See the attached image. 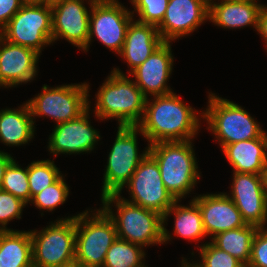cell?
Here are the masks:
<instances>
[{"label":"cell","instance_id":"6da1fadb","mask_svg":"<svg viewBox=\"0 0 267 267\" xmlns=\"http://www.w3.org/2000/svg\"><path fill=\"white\" fill-rule=\"evenodd\" d=\"M151 101V102H150ZM146 98L143 118L137 125L149 145L158 142L193 140L200 128L196 110L176 93Z\"/></svg>","mask_w":267,"mask_h":267},{"label":"cell","instance_id":"7a4b0ae2","mask_svg":"<svg viewBox=\"0 0 267 267\" xmlns=\"http://www.w3.org/2000/svg\"><path fill=\"white\" fill-rule=\"evenodd\" d=\"M121 197V194H109L101 198V208L113 220L118 238L141 247L164 244L172 239L163 225V215ZM113 204L117 208L115 214L111 208Z\"/></svg>","mask_w":267,"mask_h":267},{"label":"cell","instance_id":"3957f363","mask_svg":"<svg viewBox=\"0 0 267 267\" xmlns=\"http://www.w3.org/2000/svg\"><path fill=\"white\" fill-rule=\"evenodd\" d=\"M98 119H117L119 126H137L143 118L146 97L119 68H113L95 95Z\"/></svg>","mask_w":267,"mask_h":267},{"label":"cell","instance_id":"277c9868","mask_svg":"<svg viewBox=\"0 0 267 267\" xmlns=\"http://www.w3.org/2000/svg\"><path fill=\"white\" fill-rule=\"evenodd\" d=\"M192 140L158 142L149 145L166 189L176 200L189 194L200 179Z\"/></svg>","mask_w":267,"mask_h":267},{"label":"cell","instance_id":"5b68a950","mask_svg":"<svg viewBox=\"0 0 267 267\" xmlns=\"http://www.w3.org/2000/svg\"><path fill=\"white\" fill-rule=\"evenodd\" d=\"M206 110L200 111L208 129L220 142L221 148L232 143L262 137L265 131L258 122L240 105L209 93Z\"/></svg>","mask_w":267,"mask_h":267},{"label":"cell","instance_id":"8992f818","mask_svg":"<svg viewBox=\"0 0 267 267\" xmlns=\"http://www.w3.org/2000/svg\"><path fill=\"white\" fill-rule=\"evenodd\" d=\"M76 215V267H103L106 253L118 238L113 220L100 207ZM91 215V217L89 216Z\"/></svg>","mask_w":267,"mask_h":267},{"label":"cell","instance_id":"52a82bcc","mask_svg":"<svg viewBox=\"0 0 267 267\" xmlns=\"http://www.w3.org/2000/svg\"><path fill=\"white\" fill-rule=\"evenodd\" d=\"M30 230L34 267H74L76 215ZM38 231V232H37Z\"/></svg>","mask_w":267,"mask_h":267},{"label":"cell","instance_id":"ba28073f","mask_svg":"<svg viewBox=\"0 0 267 267\" xmlns=\"http://www.w3.org/2000/svg\"><path fill=\"white\" fill-rule=\"evenodd\" d=\"M137 126H118L116 138L108 154L101 198L109 194H121L139 163L149 153L148 147L139 154Z\"/></svg>","mask_w":267,"mask_h":267},{"label":"cell","instance_id":"9c48e42d","mask_svg":"<svg viewBox=\"0 0 267 267\" xmlns=\"http://www.w3.org/2000/svg\"><path fill=\"white\" fill-rule=\"evenodd\" d=\"M89 87L87 82L59 85L55 88L44 85L42 93L26 101L32 118L47 116L54 119L56 124L78 118L89 108Z\"/></svg>","mask_w":267,"mask_h":267},{"label":"cell","instance_id":"30bf717a","mask_svg":"<svg viewBox=\"0 0 267 267\" xmlns=\"http://www.w3.org/2000/svg\"><path fill=\"white\" fill-rule=\"evenodd\" d=\"M0 36L40 55L42 48L52 43L51 5L23 4L0 31Z\"/></svg>","mask_w":267,"mask_h":267},{"label":"cell","instance_id":"8fae6325","mask_svg":"<svg viewBox=\"0 0 267 267\" xmlns=\"http://www.w3.org/2000/svg\"><path fill=\"white\" fill-rule=\"evenodd\" d=\"M133 16L134 11H129L118 0L94 2L90 12L88 42L83 51H88L92 38L96 37L105 47L119 54Z\"/></svg>","mask_w":267,"mask_h":267},{"label":"cell","instance_id":"7c38bea8","mask_svg":"<svg viewBox=\"0 0 267 267\" xmlns=\"http://www.w3.org/2000/svg\"><path fill=\"white\" fill-rule=\"evenodd\" d=\"M125 187L132 199L122 197L124 200L157 211L163 216L177 201L164 186L159 166L149 153L139 163Z\"/></svg>","mask_w":267,"mask_h":267},{"label":"cell","instance_id":"4fadbf2b","mask_svg":"<svg viewBox=\"0 0 267 267\" xmlns=\"http://www.w3.org/2000/svg\"><path fill=\"white\" fill-rule=\"evenodd\" d=\"M86 2V0H85ZM95 1L88 0V11L84 0H54L52 9V43L64 38L84 50L89 37L90 10Z\"/></svg>","mask_w":267,"mask_h":267},{"label":"cell","instance_id":"5bb4252c","mask_svg":"<svg viewBox=\"0 0 267 267\" xmlns=\"http://www.w3.org/2000/svg\"><path fill=\"white\" fill-rule=\"evenodd\" d=\"M231 193L226 195L240 211L246 224L265 227L267 223V193L262 175L233 172Z\"/></svg>","mask_w":267,"mask_h":267},{"label":"cell","instance_id":"9a60e30c","mask_svg":"<svg viewBox=\"0 0 267 267\" xmlns=\"http://www.w3.org/2000/svg\"><path fill=\"white\" fill-rule=\"evenodd\" d=\"M209 20L206 0H169L165 16L157 26L164 42L174 41L194 32Z\"/></svg>","mask_w":267,"mask_h":267},{"label":"cell","instance_id":"2e32d148","mask_svg":"<svg viewBox=\"0 0 267 267\" xmlns=\"http://www.w3.org/2000/svg\"><path fill=\"white\" fill-rule=\"evenodd\" d=\"M89 108L74 120L56 124L49 135L48 150L54 156L57 154L90 153L101 139L99 131L91 126Z\"/></svg>","mask_w":267,"mask_h":267},{"label":"cell","instance_id":"e0dca14e","mask_svg":"<svg viewBox=\"0 0 267 267\" xmlns=\"http://www.w3.org/2000/svg\"><path fill=\"white\" fill-rule=\"evenodd\" d=\"M171 48L170 42H163L144 63L128 74L135 78V84L146 98L149 94L154 97L173 92L167 85L173 71Z\"/></svg>","mask_w":267,"mask_h":267},{"label":"cell","instance_id":"ac0fdd59","mask_svg":"<svg viewBox=\"0 0 267 267\" xmlns=\"http://www.w3.org/2000/svg\"><path fill=\"white\" fill-rule=\"evenodd\" d=\"M39 54L12 44L0 36V87H16L31 82L37 74Z\"/></svg>","mask_w":267,"mask_h":267},{"label":"cell","instance_id":"d6986e66","mask_svg":"<svg viewBox=\"0 0 267 267\" xmlns=\"http://www.w3.org/2000/svg\"><path fill=\"white\" fill-rule=\"evenodd\" d=\"M192 200L200 208L205 233L211 239L218 233L247 225L226 193H207L195 196Z\"/></svg>","mask_w":267,"mask_h":267},{"label":"cell","instance_id":"ffe728a7","mask_svg":"<svg viewBox=\"0 0 267 267\" xmlns=\"http://www.w3.org/2000/svg\"><path fill=\"white\" fill-rule=\"evenodd\" d=\"M157 26L131 20L127 27L125 42L118 54L130 67L129 74L144 63L163 43Z\"/></svg>","mask_w":267,"mask_h":267},{"label":"cell","instance_id":"44dd1931","mask_svg":"<svg viewBox=\"0 0 267 267\" xmlns=\"http://www.w3.org/2000/svg\"><path fill=\"white\" fill-rule=\"evenodd\" d=\"M209 4V22L224 29L253 26L257 30L259 12L263 4L246 0H220Z\"/></svg>","mask_w":267,"mask_h":267},{"label":"cell","instance_id":"7402d4cb","mask_svg":"<svg viewBox=\"0 0 267 267\" xmlns=\"http://www.w3.org/2000/svg\"><path fill=\"white\" fill-rule=\"evenodd\" d=\"M222 151L233 167V172L262 175L267 162V134L225 145Z\"/></svg>","mask_w":267,"mask_h":267},{"label":"cell","instance_id":"603a6c76","mask_svg":"<svg viewBox=\"0 0 267 267\" xmlns=\"http://www.w3.org/2000/svg\"><path fill=\"white\" fill-rule=\"evenodd\" d=\"M18 108L0 111V141L9 147L25 145L34 137L35 122L28 103Z\"/></svg>","mask_w":267,"mask_h":267},{"label":"cell","instance_id":"cb8c5ba5","mask_svg":"<svg viewBox=\"0 0 267 267\" xmlns=\"http://www.w3.org/2000/svg\"><path fill=\"white\" fill-rule=\"evenodd\" d=\"M0 267H34L30 231H0Z\"/></svg>","mask_w":267,"mask_h":267},{"label":"cell","instance_id":"d4e9b609","mask_svg":"<svg viewBox=\"0 0 267 267\" xmlns=\"http://www.w3.org/2000/svg\"><path fill=\"white\" fill-rule=\"evenodd\" d=\"M190 201L189 206H185L178 204L179 200H177L164 214L163 225L167 223L168 216L174 214V234L177 237L197 242L207 234L203 227L199 206L193 200Z\"/></svg>","mask_w":267,"mask_h":267},{"label":"cell","instance_id":"484cf974","mask_svg":"<svg viewBox=\"0 0 267 267\" xmlns=\"http://www.w3.org/2000/svg\"><path fill=\"white\" fill-rule=\"evenodd\" d=\"M257 230V226L247 224L218 233L210 241L247 266L251 258L252 241Z\"/></svg>","mask_w":267,"mask_h":267},{"label":"cell","instance_id":"4316f807","mask_svg":"<svg viewBox=\"0 0 267 267\" xmlns=\"http://www.w3.org/2000/svg\"><path fill=\"white\" fill-rule=\"evenodd\" d=\"M143 247L117 238L108 249L103 267H145Z\"/></svg>","mask_w":267,"mask_h":267},{"label":"cell","instance_id":"83f0119b","mask_svg":"<svg viewBox=\"0 0 267 267\" xmlns=\"http://www.w3.org/2000/svg\"><path fill=\"white\" fill-rule=\"evenodd\" d=\"M201 261L187 262V259H182L181 264L184 267H246L237 258L231 256L226 251L216 247L212 242L204 243L198 246Z\"/></svg>","mask_w":267,"mask_h":267},{"label":"cell","instance_id":"f1b7e54d","mask_svg":"<svg viewBox=\"0 0 267 267\" xmlns=\"http://www.w3.org/2000/svg\"><path fill=\"white\" fill-rule=\"evenodd\" d=\"M62 173L52 160L33 161L28 165L31 198L55 182Z\"/></svg>","mask_w":267,"mask_h":267},{"label":"cell","instance_id":"f546056e","mask_svg":"<svg viewBox=\"0 0 267 267\" xmlns=\"http://www.w3.org/2000/svg\"><path fill=\"white\" fill-rule=\"evenodd\" d=\"M1 189L28 204L31 201L28 166L24 169L13 160L5 170Z\"/></svg>","mask_w":267,"mask_h":267},{"label":"cell","instance_id":"4dcf8cb0","mask_svg":"<svg viewBox=\"0 0 267 267\" xmlns=\"http://www.w3.org/2000/svg\"><path fill=\"white\" fill-rule=\"evenodd\" d=\"M69 196V187L61 175L50 186L37 193L29 203L34 204L39 210L53 211L59 205H63Z\"/></svg>","mask_w":267,"mask_h":267},{"label":"cell","instance_id":"1f68e13d","mask_svg":"<svg viewBox=\"0 0 267 267\" xmlns=\"http://www.w3.org/2000/svg\"><path fill=\"white\" fill-rule=\"evenodd\" d=\"M169 0H130L137 12L139 19L137 21L158 26L167 9Z\"/></svg>","mask_w":267,"mask_h":267},{"label":"cell","instance_id":"d6a6232c","mask_svg":"<svg viewBox=\"0 0 267 267\" xmlns=\"http://www.w3.org/2000/svg\"><path fill=\"white\" fill-rule=\"evenodd\" d=\"M26 205L22 199L0 189V231H12L6 225L13 219H20Z\"/></svg>","mask_w":267,"mask_h":267},{"label":"cell","instance_id":"836d02e7","mask_svg":"<svg viewBox=\"0 0 267 267\" xmlns=\"http://www.w3.org/2000/svg\"><path fill=\"white\" fill-rule=\"evenodd\" d=\"M246 267H267V227L258 228L254 235L251 258Z\"/></svg>","mask_w":267,"mask_h":267},{"label":"cell","instance_id":"e575fe53","mask_svg":"<svg viewBox=\"0 0 267 267\" xmlns=\"http://www.w3.org/2000/svg\"><path fill=\"white\" fill-rule=\"evenodd\" d=\"M21 0H0V31L22 7Z\"/></svg>","mask_w":267,"mask_h":267},{"label":"cell","instance_id":"d590c367","mask_svg":"<svg viewBox=\"0 0 267 267\" xmlns=\"http://www.w3.org/2000/svg\"><path fill=\"white\" fill-rule=\"evenodd\" d=\"M261 37H263L266 43V50H267V6L262 5L260 12H259V19L258 25L256 30Z\"/></svg>","mask_w":267,"mask_h":267},{"label":"cell","instance_id":"8d00e7d4","mask_svg":"<svg viewBox=\"0 0 267 267\" xmlns=\"http://www.w3.org/2000/svg\"><path fill=\"white\" fill-rule=\"evenodd\" d=\"M13 160V156L0 150V189L2 188L5 170Z\"/></svg>","mask_w":267,"mask_h":267},{"label":"cell","instance_id":"74e56055","mask_svg":"<svg viewBox=\"0 0 267 267\" xmlns=\"http://www.w3.org/2000/svg\"><path fill=\"white\" fill-rule=\"evenodd\" d=\"M23 4L52 5L54 0H21Z\"/></svg>","mask_w":267,"mask_h":267},{"label":"cell","instance_id":"f35d334b","mask_svg":"<svg viewBox=\"0 0 267 267\" xmlns=\"http://www.w3.org/2000/svg\"><path fill=\"white\" fill-rule=\"evenodd\" d=\"M262 180H263L264 189H265V191L267 193V162L264 165V169H263V172H262Z\"/></svg>","mask_w":267,"mask_h":267},{"label":"cell","instance_id":"ab89813d","mask_svg":"<svg viewBox=\"0 0 267 267\" xmlns=\"http://www.w3.org/2000/svg\"><path fill=\"white\" fill-rule=\"evenodd\" d=\"M246 1H251V2H255V3H258L257 0H246ZM257 1V2H256Z\"/></svg>","mask_w":267,"mask_h":267},{"label":"cell","instance_id":"60d3db41","mask_svg":"<svg viewBox=\"0 0 267 267\" xmlns=\"http://www.w3.org/2000/svg\"><path fill=\"white\" fill-rule=\"evenodd\" d=\"M93 1L97 2V1H108V0H93Z\"/></svg>","mask_w":267,"mask_h":267},{"label":"cell","instance_id":"b9f144b4","mask_svg":"<svg viewBox=\"0 0 267 267\" xmlns=\"http://www.w3.org/2000/svg\"><path fill=\"white\" fill-rule=\"evenodd\" d=\"M209 4L211 3V2H213V0H206Z\"/></svg>","mask_w":267,"mask_h":267}]
</instances>
